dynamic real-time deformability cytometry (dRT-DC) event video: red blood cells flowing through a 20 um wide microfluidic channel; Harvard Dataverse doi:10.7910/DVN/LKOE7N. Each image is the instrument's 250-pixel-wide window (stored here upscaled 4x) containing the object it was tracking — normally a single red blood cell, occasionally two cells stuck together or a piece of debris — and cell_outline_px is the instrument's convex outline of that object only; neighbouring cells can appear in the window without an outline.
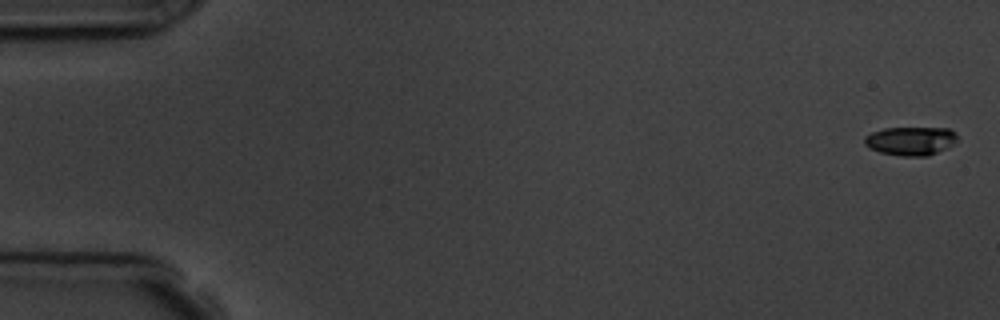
{"species": "common noctule bat (a hibernating species)", "species_latin": "Nyctalus noctula", "temperature_condition": "room temperature", "stored_images_in_passage": 9, "camera_frame_rate_fps": 3000, "um_per_image_px": 0.085, "animal": {"sex": "male", "body_mass_g": 19.5, "forearm_length_mm": 54.6}, "frame": {"image": 1, "passage_image": 1, "time_ms": 0.0, "image_size_px": [1000, 320], "cell_outline_px": [[956, 140], [948, 148], [928, 156], [900, 156], [880, 152], [868, 148], [864, 144], [864, 136], [872, 132], [884, 128], [948, 128], [956, 132]], "centroid_in_image_um": [77.39, 11.98], "position_along_channel_um": 7.6, "area_um2": 15.61}}
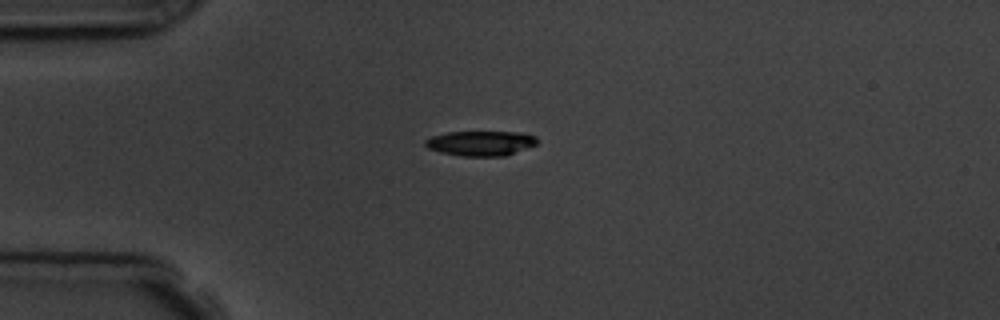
{"frame": {"image": 2, "passage_image": 4, "time_ms": 4.333, "image_size_px": [1000, 320], "cell_outline_px": [[536, 144], [504, 156], [460, 156], [440, 152], [428, 148], [424, 144], [424, 140], [432, 136], [448, 132], [520, 132], [536, 136]], "centroid_in_image_um": [40.82, 12.17], "position_along_channel_um": 44.2, "area_um2": 16.13}}